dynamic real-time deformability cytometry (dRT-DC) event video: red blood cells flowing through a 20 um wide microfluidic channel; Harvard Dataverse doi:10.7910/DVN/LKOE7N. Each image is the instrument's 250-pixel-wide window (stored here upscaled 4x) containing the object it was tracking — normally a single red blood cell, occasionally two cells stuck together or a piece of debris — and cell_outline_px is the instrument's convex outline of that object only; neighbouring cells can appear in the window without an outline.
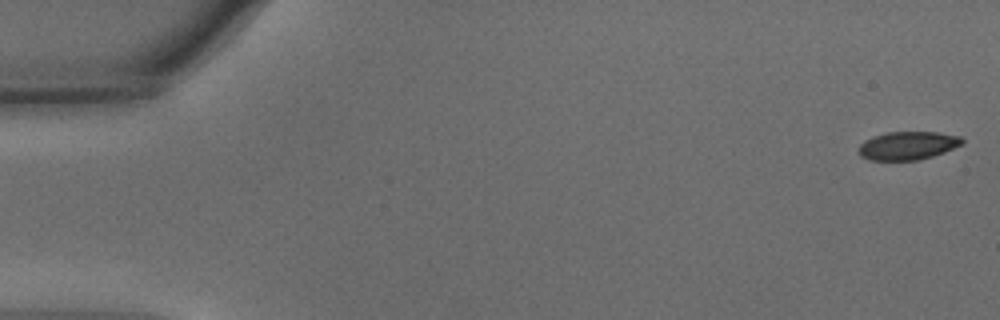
{"species": "common noctule bat (a hibernating species)", "species_latin": "Nyctalus noctula", "temperature_condition": "warm", "stored_images_in_passage": 53, "camera_frame_rate_fps": 3000, "um_per_image_px": 0.085, "animal": {"sex": "male", "body_mass_g": 15.6}, "frame": {"image": 1, "passage_image": 1, "time_ms": 0.0, "image_size_px": [1000, 320], "cell_outline_px": [[964, 144], [944, 152], [932, 156], [916, 160], [872, 160], [860, 156], [860, 144], [864, 140], [872, 136], [888, 132], [936, 132], [960, 136], [964, 140]], "centroid_in_image_um": [77.18, 12.37], "position_along_channel_um": 7.8, "area_um2": 16.99}}
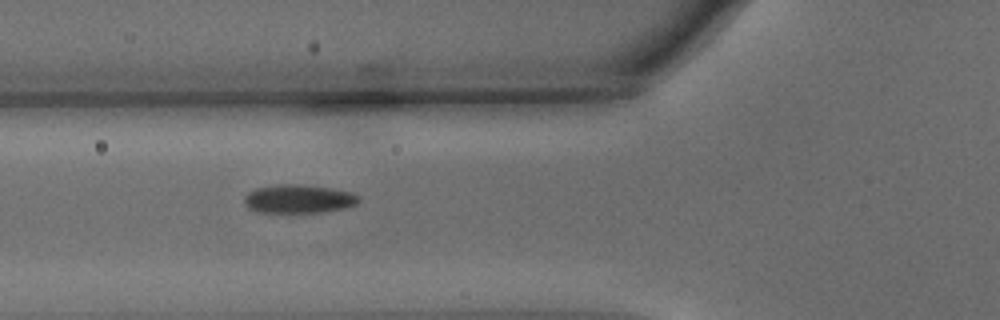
{"frame": {"image": 2, "passage_image": 20, "time_ms": 6.333, "image_size_px": [1000, 320], "cell_outline_px": [[360, 200], [356, 204], [324, 212], [256, 212], [248, 208], [244, 204], [244, 196], [248, 192], [256, 188], [276, 184], [296, 184], [328, 188], [352, 192]], "centroid_in_image_um": [25.3, 16.9], "position_along_channel_um": 100.5, "area_um2": 18.84}}
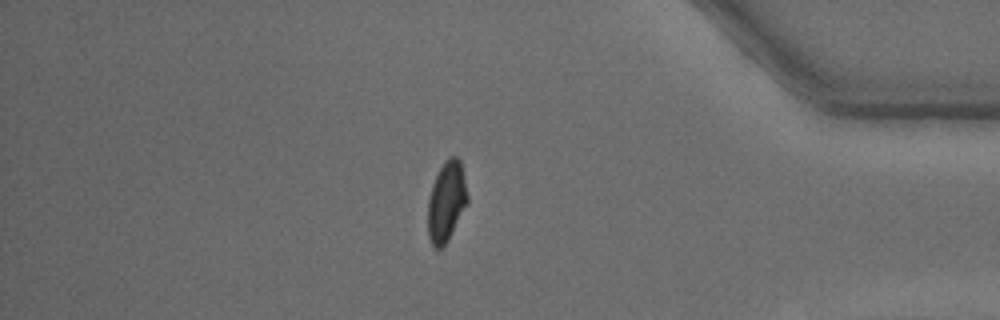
{"frame": {"image": 3, "passage_image": 46, "time_ms": 15.0, "image_size_px": [1000, 320], "cell_outline_px": [[468, 204], [448, 240], [440, 248], [436, 248], [432, 244], [428, 236], [428, 200], [432, 184], [444, 160], [452, 156], [456, 156], [460, 160], [464, 176], [468, 196]], "centroid_in_image_um": [37.96, 17.12], "position_along_channel_um": 397.2, "area_um2": 18.5}, "authors_computed_cell_mechanics": {"area_um2": 18.6694, "velocity_mm_per_s": 3.7749, "shape_relaxation_time_tau1_ms": 3.3933, "shape_relaxation_time_tau2_ms": 1.2942, "deformation_change_tau1": 0.1341, "deformation_change_tau2": 0.0539}}